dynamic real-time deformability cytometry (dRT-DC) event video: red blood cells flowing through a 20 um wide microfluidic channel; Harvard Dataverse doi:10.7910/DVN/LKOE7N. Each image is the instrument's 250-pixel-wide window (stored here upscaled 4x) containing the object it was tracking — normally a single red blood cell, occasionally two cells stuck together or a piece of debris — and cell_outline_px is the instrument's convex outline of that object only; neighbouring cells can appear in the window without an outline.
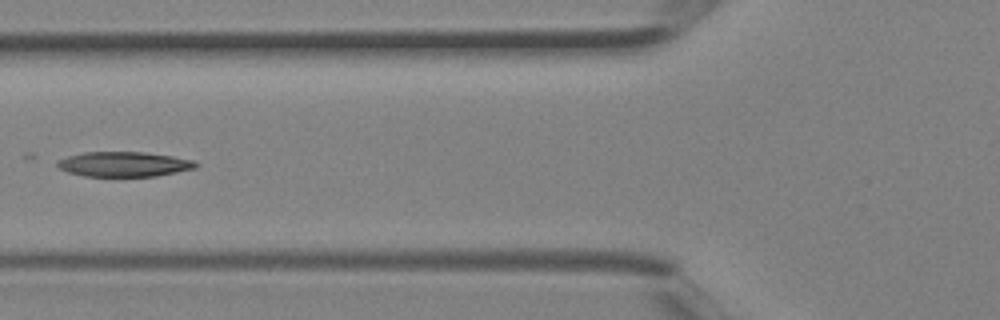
{"species": "Egyptian fruit bat (a non-hibernating species)", "species_latin": "Rousettus aegyptiacus", "temperature_condition": "room temperature", "stored_images_in_passage": 4, "camera_frame_rate_fps": 3000, "um_per_image_px": 0.085, "animal": {"sex": "female"}, "frame": {"image": 1, "passage_image": 4, "time_ms": 1.0, "image_size_px": [1000, 320], "cell_outline_px": [[200, 164], [196, 168], [156, 176], [84, 176], [68, 172], [60, 168], [56, 164], [56, 160], [68, 156], [84, 152], [144, 152], [172, 156], [192, 160]], "centroid_in_image_um": [10.53, 13.95], "position_along_channel_um": 115.3, "area_um2": 20.06}}